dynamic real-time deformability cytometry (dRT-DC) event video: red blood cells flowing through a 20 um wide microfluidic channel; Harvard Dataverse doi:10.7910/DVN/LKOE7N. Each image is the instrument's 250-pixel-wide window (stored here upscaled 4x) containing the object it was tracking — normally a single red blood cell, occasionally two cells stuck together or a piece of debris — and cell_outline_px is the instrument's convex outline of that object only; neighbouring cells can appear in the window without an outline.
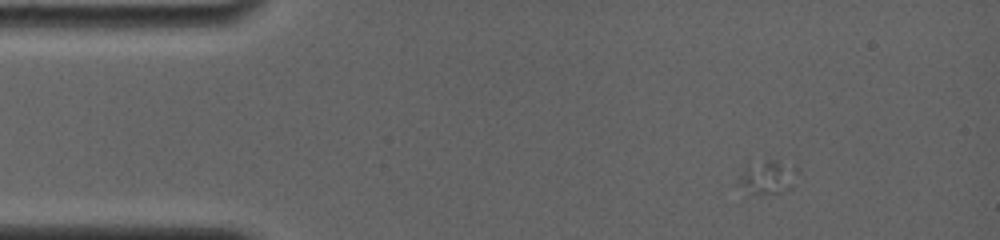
{"species": "common noctule bat (a hibernating species)", "species_latin": "Nyctalus noctula", "temperature_condition": "room temperature", "stored_images_in_passage": 9, "camera_frame_rate_fps": 4000, "um_per_image_px": 0.085, "animal": {"sex": "female", "body_mass_g": 19.0, "forearm_length_mm": 56.7}, "frame": {"image": 1, "passage_image": 1, "time_ms": 0.0, "image_size_px": [1000, 240], "cell_outline_px": [[800, 172], [788, 188], [780, 192], [748, 196], [736, 184], [740, 172], [744, 168], [764, 160], [780, 160], [800, 168]], "centroid_in_image_um": [65.2, 15.08], "position_along_channel_um": 19.8, "area_um2": 11.96}}